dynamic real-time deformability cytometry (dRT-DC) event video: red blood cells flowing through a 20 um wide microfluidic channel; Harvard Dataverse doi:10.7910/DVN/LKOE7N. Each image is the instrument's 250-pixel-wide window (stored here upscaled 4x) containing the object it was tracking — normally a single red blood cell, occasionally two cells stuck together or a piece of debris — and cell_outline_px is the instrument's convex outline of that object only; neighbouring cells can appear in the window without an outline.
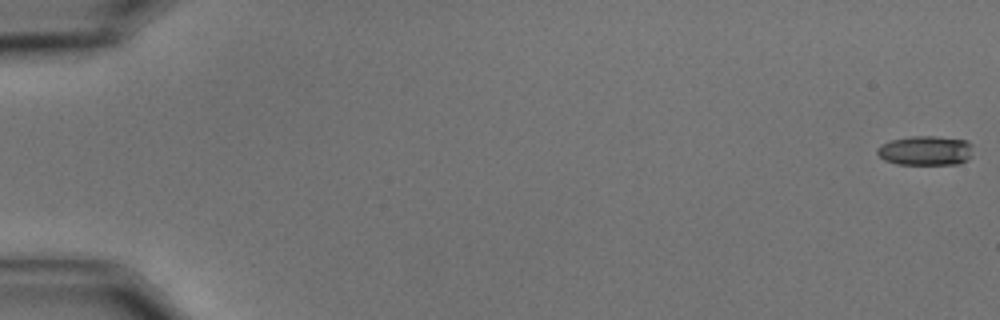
{"species": "common noctule bat (a hibernating species)", "species_latin": "Nyctalus noctula", "temperature_condition": "cold", "stored_images_in_passage": 58, "camera_frame_rate_fps": 3000, "um_per_image_px": 0.085, "animal": {"sex": "male", "body_mass_g": 15.6}, "frame": {"image": 1, "passage_image": 1, "time_ms": 0.0, "image_size_px": [1000, 320], "cell_outline_px": [[972, 144], [968, 160], [960, 164], [896, 164], [884, 160], [876, 152], [876, 148], [880, 144], [892, 140], [912, 136], [936, 136], [968, 140]], "centroid_in_image_um": [78.66, 12.8], "position_along_channel_um": 6.3, "area_um2": 16.59}}
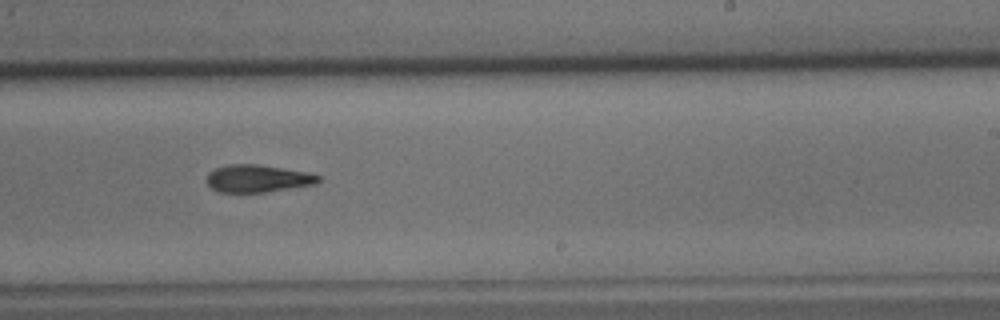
{"frame": {"image": 2, "passage_image": 37, "time_ms": 12.0, "image_size_px": [1000, 320], "cell_outline_px": [[320, 180], [316, 184], [264, 192], [220, 192], [212, 188], [208, 184], [208, 172], [216, 168], [228, 164], [256, 164], [304, 172], [320, 176]], "centroid_in_image_um": [21.88, 15.17], "position_along_channel_um": 267.1, "area_um2": 17.51}}
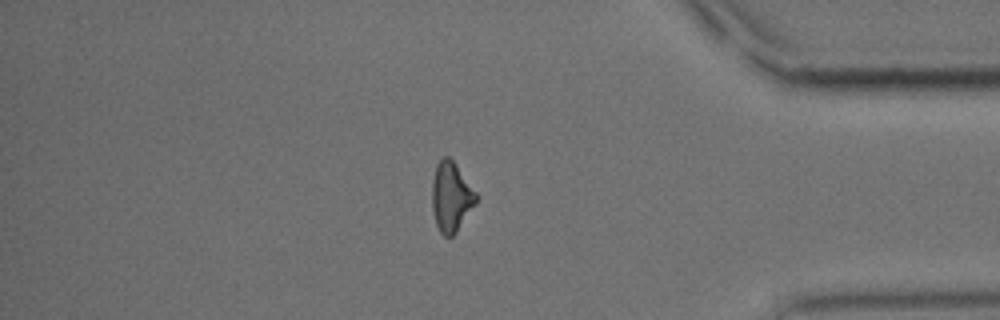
{"frame": {"image": 3, "passage_image": 50, "time_ms": 16.333, "image_size_px": [1000, 320], "cell_outline_px": [[480, 196], [476, 204], [456, 232], [452, 236], [444, 236], [440, 232], [436, 224], [432, 208], [432, 180], [436, 164], [444, 156], [448, 156], [452, 160]], "centroid_in_image_um": [38.36, 16.73], "position_along_channel_um": 396.8, "area_um2": 17.98}, "authors_computed_cell_mechanics": {"area_um2": 17.7735, "velocity_mm_per_s": 3.5524, "shape_relaxation_time_tau1_ms": 4.7139, "shape_relaxation_time_tau2_ms": null, "deformation_change_tau1": 0.1513, "deformation_change_tau2": null}}